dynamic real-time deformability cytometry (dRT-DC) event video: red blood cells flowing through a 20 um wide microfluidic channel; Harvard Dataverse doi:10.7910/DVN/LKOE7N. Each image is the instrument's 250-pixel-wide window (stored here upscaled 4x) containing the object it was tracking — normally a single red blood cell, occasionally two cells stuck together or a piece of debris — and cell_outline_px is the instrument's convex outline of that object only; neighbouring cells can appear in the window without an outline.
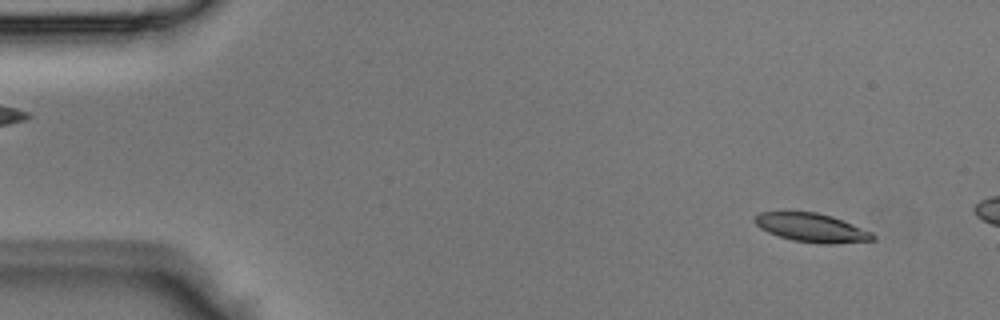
{"species": "Egyptian fruit bat (a non-hibernating species)", "species_latin": "Rousettus aegyptiacus", "temperature_condition": "room temperature", "stored_images_in_passage": 3, "segment_of_instrument_passage": [2, 2], "camera_frame_rate_fps": 3000, "um_per_image_px": 0.085, "animal": {"sex": "male"}, "frame": {"image": 1, "passage_image": 3, "time_ms": 0.667, "image_size_px": [1000, 320], "cell_outline_px": [[876, 240], [832, 244], [820, 244], [792, 240], [768, 232], [760, 228], [752, 220], [752, 216], [760, 212], [816, 212], [832, 216], [872, 232], [876, 236]], "centroid_in_image_um": [68.98, 19.36], "position_along_channel_um": 16.0, "area_um2": 19.83}}